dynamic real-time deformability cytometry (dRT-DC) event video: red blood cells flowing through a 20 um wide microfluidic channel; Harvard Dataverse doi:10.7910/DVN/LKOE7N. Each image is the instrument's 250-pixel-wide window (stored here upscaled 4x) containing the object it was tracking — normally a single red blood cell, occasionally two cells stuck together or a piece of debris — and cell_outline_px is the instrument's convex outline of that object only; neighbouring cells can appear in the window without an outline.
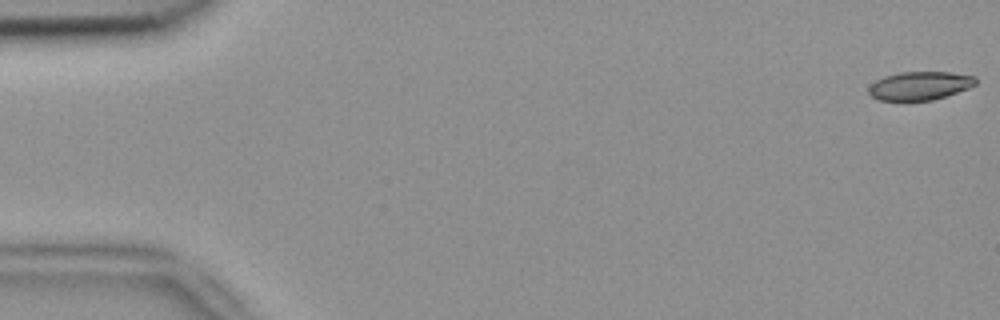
{"species": "common noctule bat (a hibernating species)", "species_latin": "Nyctalus noctula", "temperature_condition": "room temperature", "stored_images_in_passage": 54, "camera_frame_rate_fps": 3000, "um_per_image_px": 0.085, "animal": {"sex": "female", "body_mass_g": 18.4}, "frame": {"image": 1, "passage_image": 1, "time_ms": 0.0, "image_size_px": [1000, 320], "cell_outline_px": [[976, 84], [968, 88], [932, 100], [880, 100], [872, 96], [868, 92], [868, 88], [876, 80], [884, 76], [900, 72], [952, 72], [976, 76]], "centroid_in_image_um": [78.19, 7.27], "position_along_channel_um": 6.8, "area_um2": 17.57}}
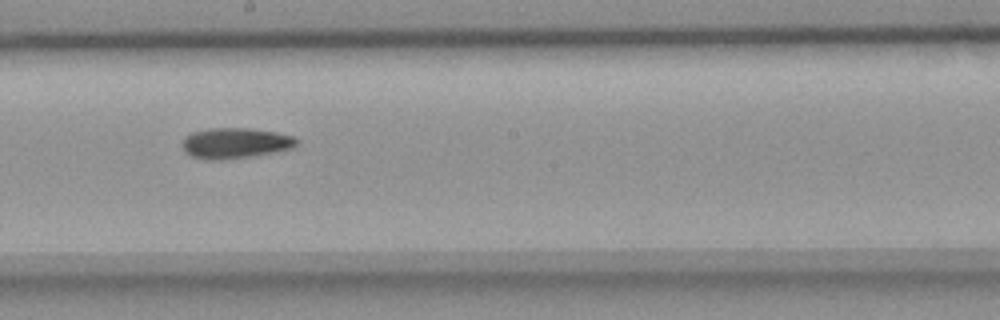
{"frame": {"image": 2, "passage_image": 30, "time_ms": 9.667, "image_size_px": [1000, 320], "cell_outline_px": [[300, 140], [292, 148], [276, 152], [252, 156], [220, 160], [208, 160], [192, 156], [184, 152], [180, 144], [184, 136], [192, 132], [208, 128], [248, 128], [276, 132], [296, 136]], "centroid_in_image_um": [19.98, 12.16], "position_along_channel_um": 228.2, "area_um2": 20.75}}
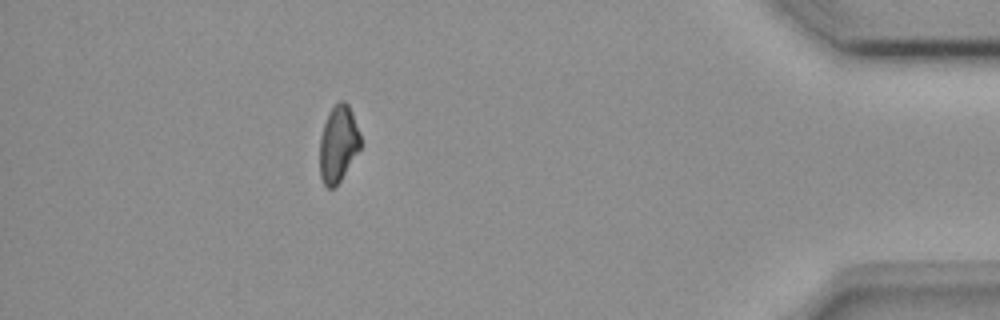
{"frame": {"image": 3, "passage_image": 48, "time_ms": 15.667, "image_size_px": [1000, 320], "cell_outline_px": [[360, 148], [336, 188], [328, 188], [324, 184], [320, 176], [320, 136], [328, 112], [340, 100], [344, 100], [348, 104], [360, 136]], "centroid_in_image_um": [28.73, 12.26], "position_along_channel_um": 406.5, "area_um2": 17.98}, "authors_computed_cell_mechanics": {"area_um2": 19.4208, "velocity_mm_per_s": 3.8129, "shape_relaxation_time_tau1_ms": 7.9155, "shape_relaxation_time_tau2_ms": null, "deformation_change_tau1": 0.1733, "deformation_change_tau2": null}}